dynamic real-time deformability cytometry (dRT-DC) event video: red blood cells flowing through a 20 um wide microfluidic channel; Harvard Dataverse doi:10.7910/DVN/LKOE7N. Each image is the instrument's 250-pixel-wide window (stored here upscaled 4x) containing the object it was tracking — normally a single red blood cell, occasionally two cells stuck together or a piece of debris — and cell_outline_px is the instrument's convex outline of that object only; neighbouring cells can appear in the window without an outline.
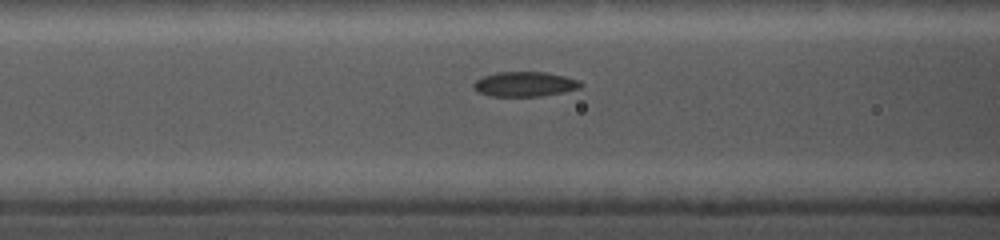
{"species": "common noctule bat (a hibernating species)", "species_latin": "Nyctalus noctula", "temperature_condition": "cold", "stored_images_in_passage": 16, "camera_frame_rate_fps": 5000, "um_per_image_px": 0.085, "animal": {"sex": "female", "body_mass_g": 19.0, "forearm_length_mm": 56.7}, "frame": {"image": 1, "passage_image": 5, "time_ms": 2.0, "image_size_px": [1000, 240], "cell_outline_px": [[584, 84], [580, 88], [564, 92], [540, 96], [492, 96], [476, 92], [472, 84], [476, 80], [484, 76], [496, 72], [544, 72], [564, 76], [580, 80]], "centroid_in_image_um": [44.61, 7.15], "position_along_channel_um": 122.0, "area_um2": 15.55}}
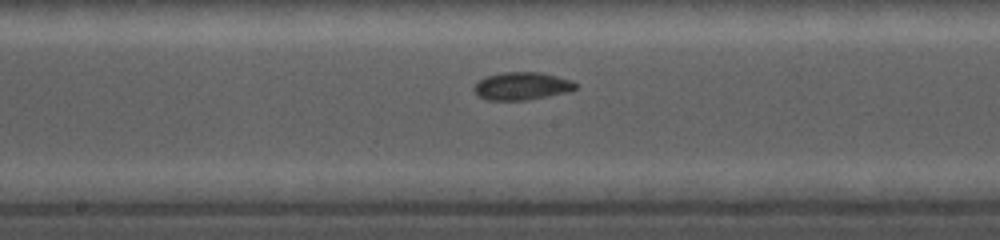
{"frame": {"image": 2, "passage_image": 9, "time_ms": 4.2, "image_size_px": [1000, 240], "cell_outline_px": [[576, 88], [572, 92], [528, 100], [488, 100], [476, 96], [472, 88], [484, 76], [504, 72], [540, 72], [572, 80], [576, 84]], "centroid_in_image_um": [44.36, 7.32], "position_along_channel_um": 203.8, "area_um2": 16.7}}
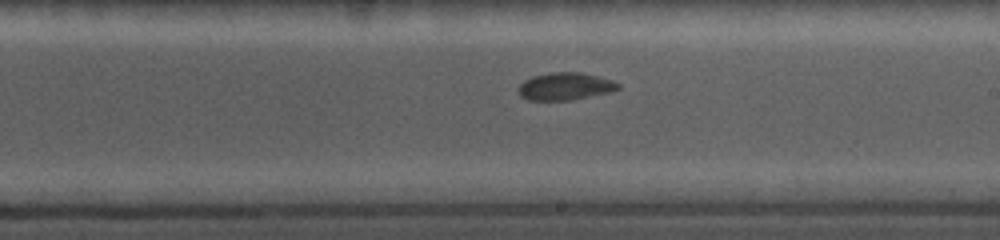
{"frame": {"image": 3, "passage_image": 13, "time_ms": 5.2, "image_size_px": [1000, 240], "cell_outline_px": [[620, 88], [608, 92], [572, 100], [528, 100], [520, 96], [516, 88], [524, 80], [532, 76], [548, 72], [584, 72], [612, 80], [620, 84]], "centroid_in_image_um": [48.0, 7.33], "position_along_channel_um": 241.0, "area_um2": 16.13}}